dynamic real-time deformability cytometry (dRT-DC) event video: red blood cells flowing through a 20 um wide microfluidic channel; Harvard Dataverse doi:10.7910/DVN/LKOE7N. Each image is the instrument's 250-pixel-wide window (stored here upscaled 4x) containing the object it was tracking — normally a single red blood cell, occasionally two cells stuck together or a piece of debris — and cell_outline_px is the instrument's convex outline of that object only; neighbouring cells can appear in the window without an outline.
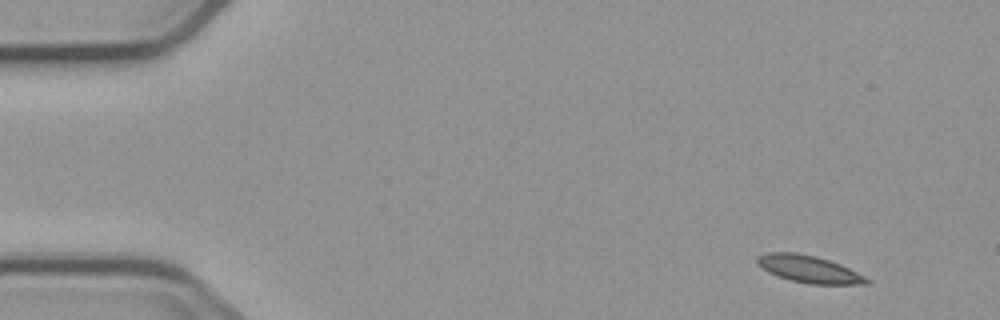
{"species": "common noctule bat (a hibernating species)", "species_latin": "Nyctalus noctula", "temperature_condition": "cold", "stored_images_in_passage": 3, "camera_frame_rate_fps": 3000, "um_per_image_px": 0.085, "animal": {"sex": "male", "body_mass_g": 23.1, "forearm_length_mm": 52.7}, "frame": {"image": 1, "passage_image": 1, "time_ms": 0.0, "image_size_px": [1000, 320], "cell_outline_px": [[872, 284], [808, 284], [792, 280], [768, 272], [760, 268], [756, 264], [756, 256], [768, 252], [796, 252], [816, 256], [840, 264], [872, 280]], "centroid_in_image_um": [68.74, 22.87], "position_along_channel_um": 16.3, "area_um2": 17.4}}
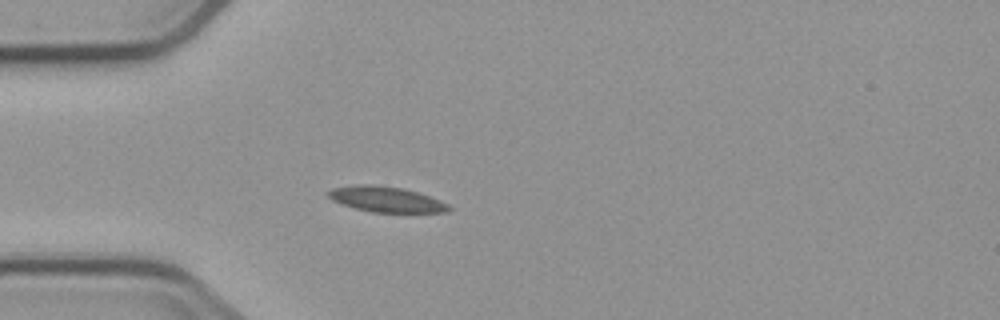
{"frame": {"image": 2, "passage_image": 3, "time_ms": 3.667, "image_size_px": [1000, 320], "cell_outline_px": [[452, 208], [448, 212], [372, 212], [356, 208], [332, 200], [324, 192], [332, 188], [360, 184], [372, 184], [404, 188], [440, 200], [448, 204]], "centroid_in_image_um": [32.81, 16.93], "position_along_channel_um": 52.2, "area_um2": 17.8}}